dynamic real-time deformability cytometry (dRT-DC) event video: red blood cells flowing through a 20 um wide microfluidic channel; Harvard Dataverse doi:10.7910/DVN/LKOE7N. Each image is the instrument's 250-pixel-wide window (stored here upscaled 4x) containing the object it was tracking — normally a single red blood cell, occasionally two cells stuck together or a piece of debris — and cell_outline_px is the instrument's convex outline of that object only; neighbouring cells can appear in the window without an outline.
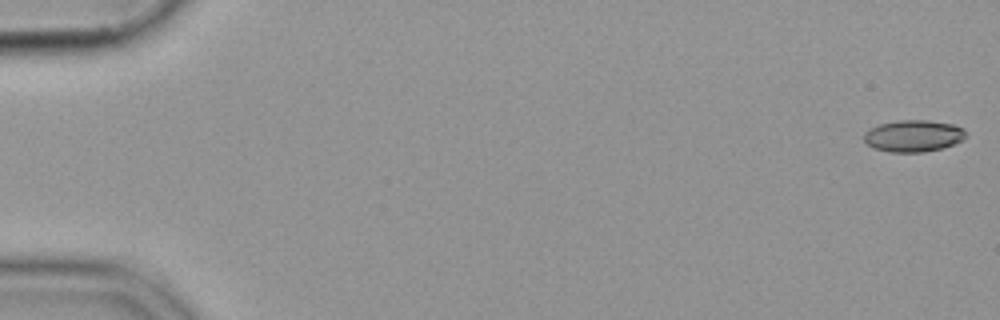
{"species": "common noctule bat (a hibernating species)", "species_latin": "Nyctalus noctula", "temperature_condition": "cold", "stored_images_in_passage": 55, "camera_frame_rate_fps": 3000, "um_per_image_px": 0.085, "animal": {"sex": "female", "body_mass_g": 19.9}, "frame": {"image": 1, "passage_image": 1, "time_ms": 0.0, "image_size_px": [1000, 320], "cell_outline_px": [[968, 136], [952, 144], [940, 148], [924, 152], [888, 152], [876, 148], [868, 144], [864, 140], [864, 132], [868, 128], [880, 124], [900, 120], [928, 120], [952, 124], [964, 128]], "centroid_in_image_um": [77.63, 11.54], "position_along_channel_um": 7.4, "area_um2": 18.79}}
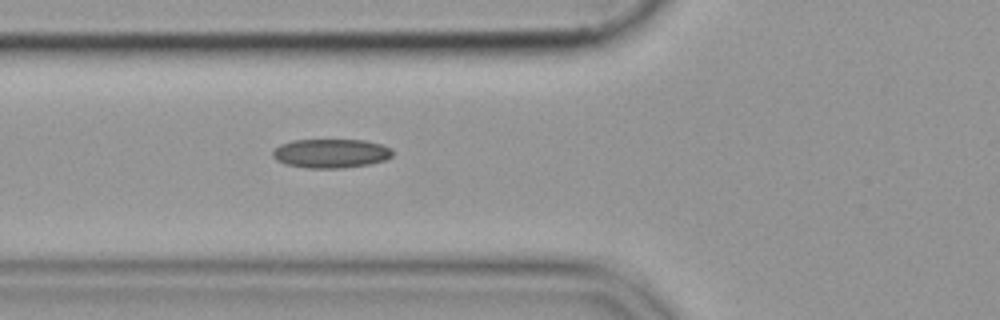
{"frame": {"image": 2, "passage_image": 21, "time_ms": 6.667, "image_size_px": [1000, 320], "cell_outline_px": [[392, 156], [384, 160], [368, 164], [340, 168], [304, 168], [284, 164], [276, 160], [272, 156], [272, 152], [280, 144], [292, 140], [364, 140], [380, 144], [392, 148]], "centroid_in_image_um": [28.09, 13.04], "position_along_channel_um": 97.7, "area_um2": 20.29}}
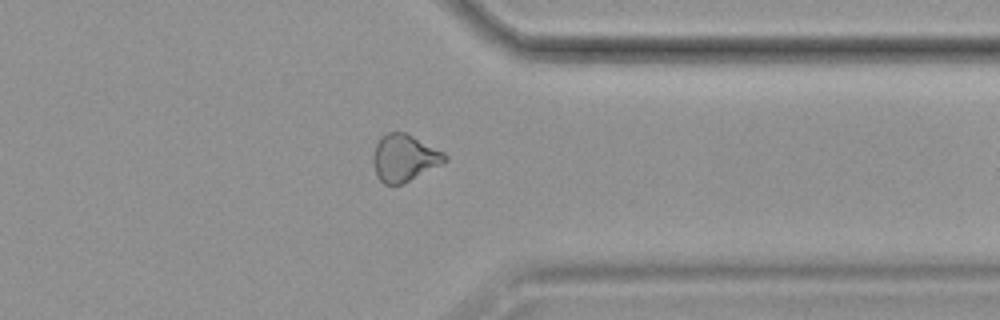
{"frame": {"image": 3, "passage_image": 44, "time_ms": 14.333, "image_size_px": [1000, 320], "cell_outline_px": [[448, 160], [400, 184], [384, 184], [376, 176], [372, 160], [372, 156], [376, 144], [380, 136], [388, 132], [404, 132], [444, 152], [448, 156]], "centroid_in_image_um": [34.32, 13.4], "position_along_channel_um": 377.1, "area_um2": 19.31}}